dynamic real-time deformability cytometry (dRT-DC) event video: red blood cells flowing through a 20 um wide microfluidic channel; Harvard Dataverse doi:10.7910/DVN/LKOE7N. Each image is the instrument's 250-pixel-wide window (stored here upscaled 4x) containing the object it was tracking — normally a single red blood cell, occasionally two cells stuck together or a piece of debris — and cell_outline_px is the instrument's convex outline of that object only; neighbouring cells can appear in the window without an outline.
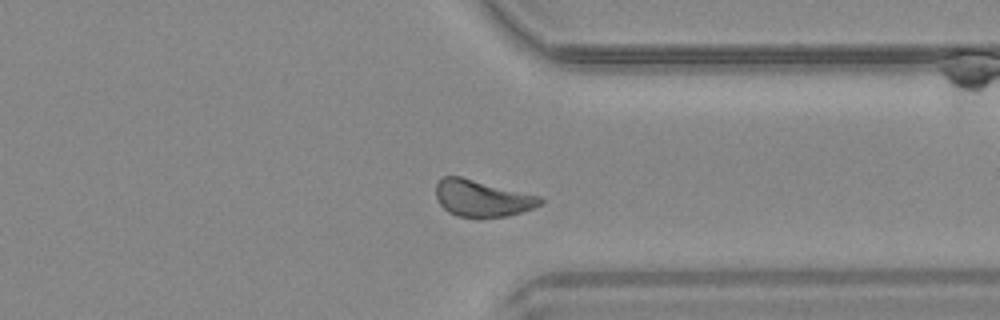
{"species": "common noctule bat (a hibernating species)", "species_latin": "Nyctalus noctula", "temperature_condition": "warm", "stored_images_in_passage": 37, "camera_frame_rate_fps": 3000, "um_per_image_px": 0.085, "animal": {"sex": "male", "body_mass_g": 20.4}, "frame": {"image": 1, "passage_image": 27, "time_ms": 8.667, "image_size_px": [1000, 320], "cell_outline_px": [[544, 204], [520, 212], [504, 216], [456, 216], [448, 212], [440, 204], [436, 196], [436, 184], [444, 176], [460, 176], [540, 196], [544, 200]], "centroid_in_image_um": [40.98, 16.84], "position_along_channel_um": 370.4, "area_um2": 21.91}}